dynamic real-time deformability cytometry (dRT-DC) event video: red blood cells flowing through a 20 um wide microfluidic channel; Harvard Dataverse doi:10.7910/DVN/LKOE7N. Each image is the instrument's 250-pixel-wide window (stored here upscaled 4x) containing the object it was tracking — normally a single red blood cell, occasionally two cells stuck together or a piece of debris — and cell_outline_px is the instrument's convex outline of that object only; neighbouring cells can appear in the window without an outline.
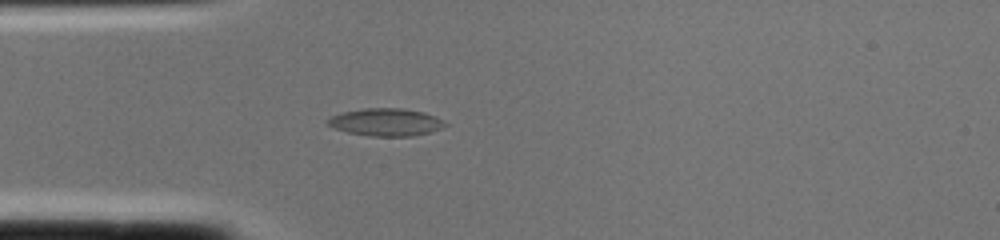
{"species": "common noctule bat (a hibernating species)", "species_latin": "Nyctalus noctula", "temperature_condition": "cold", "stored_images_in_passage": 1, "camera_frame_rate_fps": 3000, "um_per_image_px": 0.085, "animal": {"sex": "female", "body_mass_g": 22.0, "forearm_length_mm": 56.7}, "frame": {"image": 1, "passage_image": 1, "time_ms": 0.0, "image_size_px": [1000, 240], "cell_outline_px": [[448, 124], [432, 132], [412, 136], [368, 136], [348, 132], [336, 128], [328, 124], [324, 120], [332, 116], [344, 112], [364, 108], [400, 108], [424, 112], [436, 116], [444, 120]], "centroid_in_image_um": [32.83, 10.38], "position_along_channel_um": 52.2, "area_um2": 18.84}}